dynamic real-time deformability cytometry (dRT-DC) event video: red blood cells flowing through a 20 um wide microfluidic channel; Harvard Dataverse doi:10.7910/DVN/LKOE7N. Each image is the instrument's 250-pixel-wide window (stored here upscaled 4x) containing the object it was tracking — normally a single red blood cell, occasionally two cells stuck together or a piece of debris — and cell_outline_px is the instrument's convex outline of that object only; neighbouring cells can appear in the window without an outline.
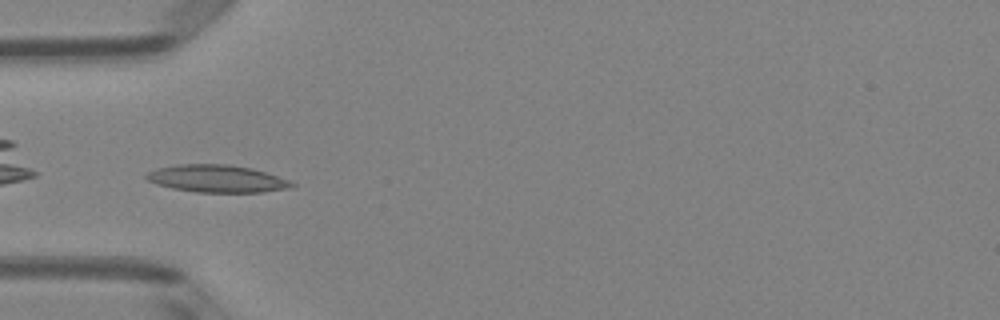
{"species": "Egyptian fruit bat (a non-hibernating species)", "species_latin": "Rousettus aegyptiacus", "temperature_condition": "room temperature", "stored_images_in_passage": 35, "camera_frame_rate_fps": 3000, "um_per_image_px": 0.085, "animal": {"sex": "female"}, "frame": {"image": 1, "passage_image": 1, "time_ms": 0.0, "image_size_px": [1000, 320], "cell_outline_px": [[296, 184], [288, 188], [264, 192], [196, 192], [172, 188], [156, 184], [148, 180], [144, 176], [148, 172], [156, 168], [176, 164], [228, 164], [252, 168], [288, 180]], "centroid_in_image_um": [18.39, 15.18], "position_along_channel_um": 66.6, "area_um2": 23.12}}
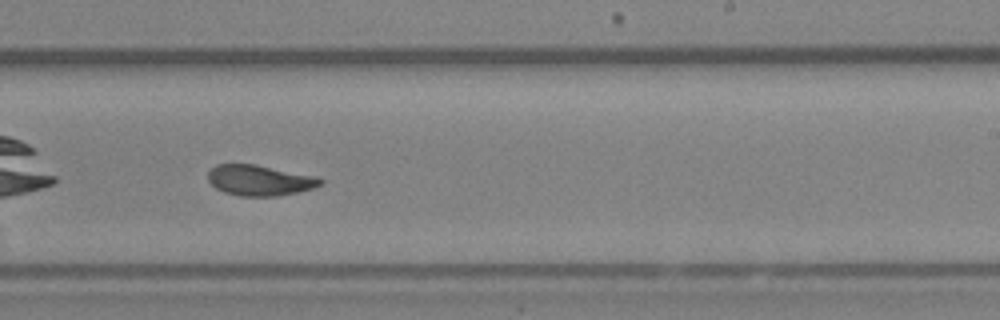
{"frame": {"image": 2, "passage_image": 16, "time_ms": 5.0, "image_size_px": [1000, 320], "cell_outline_px": [[324, 184], [312, 188], [296, 192], [276, 196], [240, 196], [224, 192], [216, 188], [208, 180], [208, 172], [216, 164], [256, 164], [316, 176], [324, 180]], "centroid_in_image_um": [22.08, 15.32], "position_along_channel_um": 266.9, "area_um2": 20.06}}
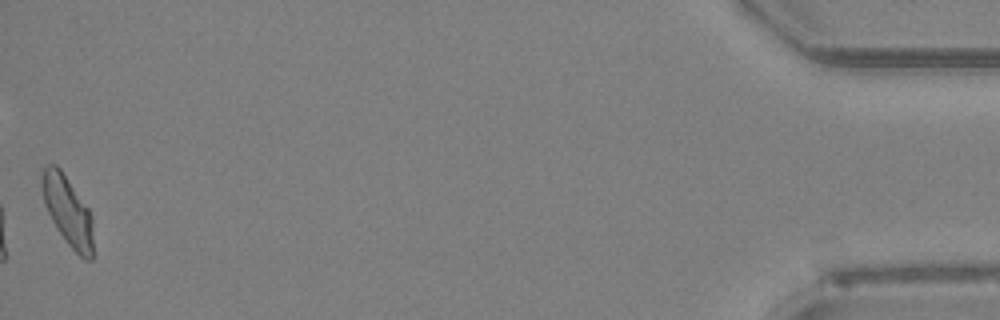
{"frame": {"image": 3, "passage_image": 35, "time_ms": 11.333, "image_size_px": [1000, 320], "cell_outline_px": [[92, 260], [84, 260], [68, 244], [56, 228], [44, 204], [40, 188], [40, 176], [44, 168], [48, 164], [56, 164], [60, 168], [88, 208], [92, 216]], "centroid_in_image_um": [5.72, 17.9], "position_along_channel_um": 429.5, "area_um2": 20.81}, "authors_computed_cell_mechanics": {"area_um2": 20.23, "velocity_mm_per_s": 4.0378, "shape_relaxation_time_tau1_ms": null, "shape_relaxation_time_tau2_ms": 1.88, "deformation_change_tau1": null, "deformation_change_tau2": 0.0713}}